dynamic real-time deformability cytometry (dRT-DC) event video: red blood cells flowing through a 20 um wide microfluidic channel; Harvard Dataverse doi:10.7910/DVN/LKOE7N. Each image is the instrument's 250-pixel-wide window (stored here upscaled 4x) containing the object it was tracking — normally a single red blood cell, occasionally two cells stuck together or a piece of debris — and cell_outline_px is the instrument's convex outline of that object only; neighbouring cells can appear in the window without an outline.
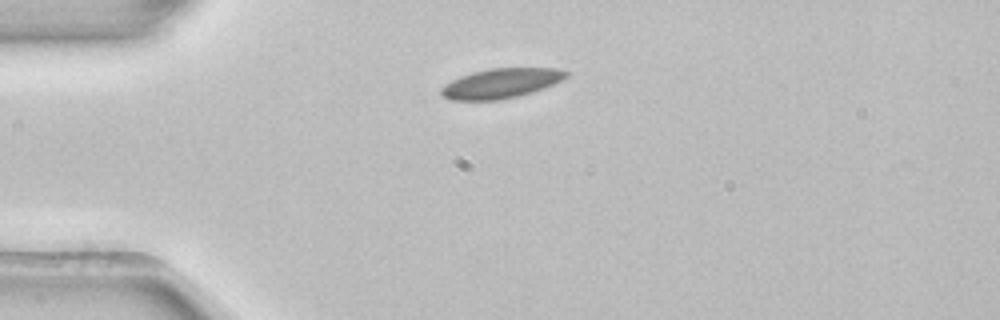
{"species": "common noctule bat (a hibernating species)", "species_latin": "Nyctalus noctula", "temperature_condition": "room temperature", "stored_images_in_passage": 41, "camera_frame_rate_fps": 3000, "um_per_image_px": 0.085, "animal": {"sex": "female", "body_mass_g": 22.7, "forearm_length_mm": 54.2}, "frame": {"image": 1, "passage_image": 1, "time_ms": 0.0, "image_size_px": [1000, 320], "cell_outline_px": [[568, 76], [544, 88], [532, 92], [500, 100], [448, 100], [440, 92], [440, 88], [444, 84], [460, 76], [472, 72], [488, 68], [556, 68], [568, 72]], "centroid_in_image_um": [42.54, 7.08], "position_along_channel_um": 42.5, "area_um2": 21.62}}
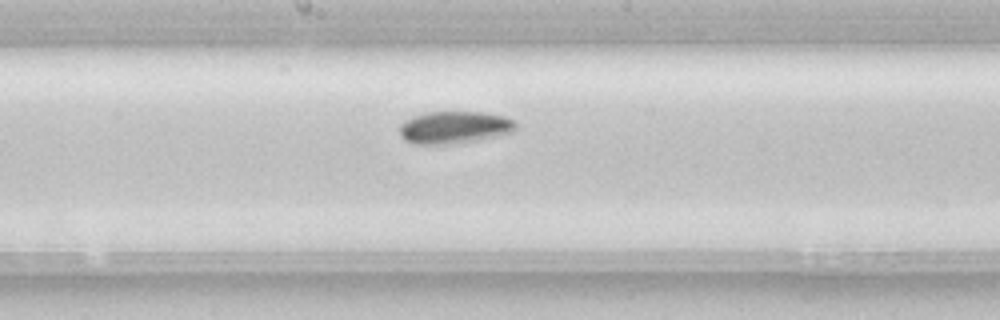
{"frame": {"image": 2, "passage_image": 16, "time_ms": 5.0, "image_size_px": [1000, 320], "cell_outline_px": [[516, 132], [480, 140], [460, 144], [412, 144], [404, 140], [400, 136], [400, 124], [404, 120], [412, 116], [424, 112], [484, 112], [504, 116], [512, 120], [516, 124]], "centroid_in_image_um": [38.62, 10.84], "position_along_channel_um": 209.6, "area_um2": 22.43}}
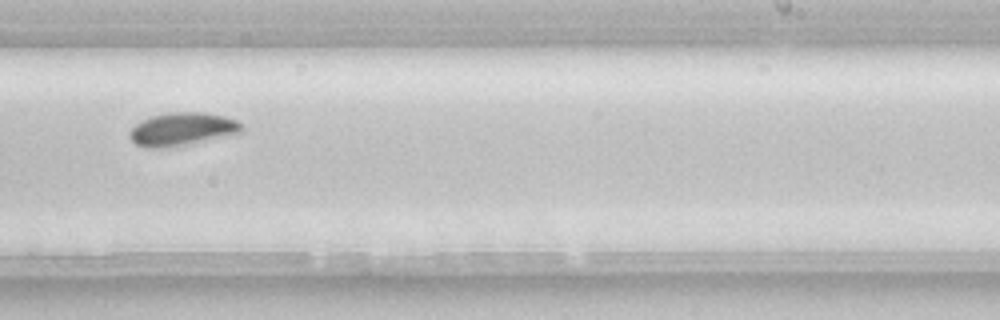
{"frame": {"image": 3, "passage_image": 21, "time_ms": 6.667, "image_size_px": [1000, 320], "cell_outline_px": [[244, 128], [240, 132], [160, 148], [144, 148], [136, 144], [128, 136], [128, 132], [140, 120], [152, 116], [168, 112], [204, 112], [224, 116], [236, 120]], "centroid_in_image_um": [15.39, 10.94], "position_along_channel_um": 273.6, "area_um2": 20.98}, "authors_computed_cell_mechanics": {"area_um2": 21.0392, "velocity_mm_per_s": 3.8541, "shape_relaxation_time_tau1_ms": 6.3658, "shape_relaxation_time_tau2_ms": null, "deformation_change_tau1": 0.1049, "deformation_change_tau2": null}}